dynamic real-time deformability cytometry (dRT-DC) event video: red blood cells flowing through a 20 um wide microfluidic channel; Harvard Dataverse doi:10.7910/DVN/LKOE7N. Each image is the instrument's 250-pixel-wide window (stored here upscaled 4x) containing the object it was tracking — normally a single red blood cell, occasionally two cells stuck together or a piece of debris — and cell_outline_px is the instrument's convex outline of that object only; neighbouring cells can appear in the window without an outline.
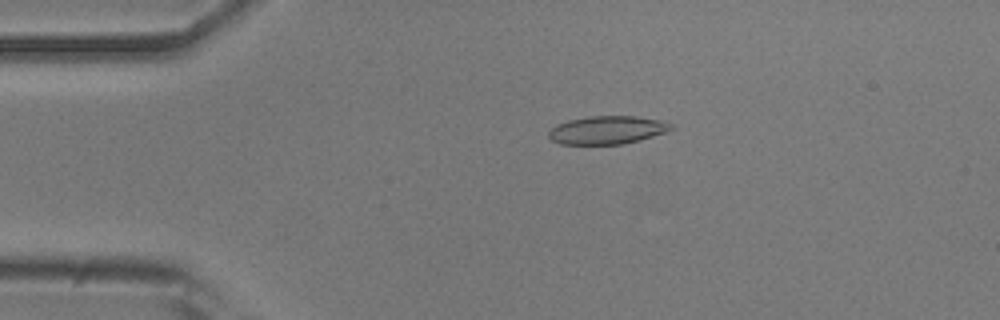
{"species": "common noctule bat (a hibernating species)", "species_latin": "Nyctalus noctula", "temperature_condition": "room temperature", "stored_images_in_passage": 54, "camera_frame_rate_fps": 3000, "um_per_image_px": 0.085, "animal": {"sex": "male", "body_mass_g": 20.5, "forearm_length_mm": 52.5}, "frame": {"image": 1, "passage_image": 11, "time_ms": 3.333, "image_size_px": [1000, 320], "cell_outline_px": [[672, 128], [664, 132], [640, 140], [624, 144], [560, 144], [552, 140], [548, 136], [548, 132], [556, 124], [568, 120], [588, 116], [636, 116], [660, 120], [672, 124]], "centroid_in_image_um": [51.57, 11.05], "position_along_channel_um": 33.4, "area_um2": 20.0}}
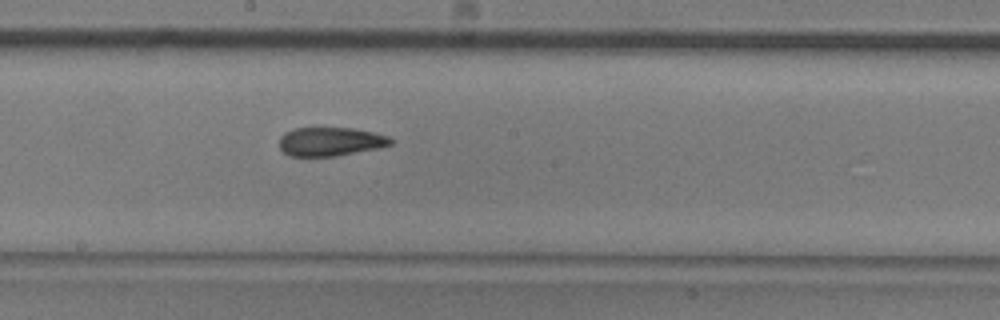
{"frame": {"image": 2, "passage_image": 29, "time_ms": 9.333, "image_size_px": [1000, 320], "cell_outline_px": [[392, 144], [376, 148], [336, 156], [288, 156], [280, 148], [280, 136], [284, 132], [296, 128], [356, 128], [388, 136], [392, 140]], "centroid_in_image_um": [28.05, 12.03], "position_along_channel_um": 220.1, "area_um2": 18.55}}
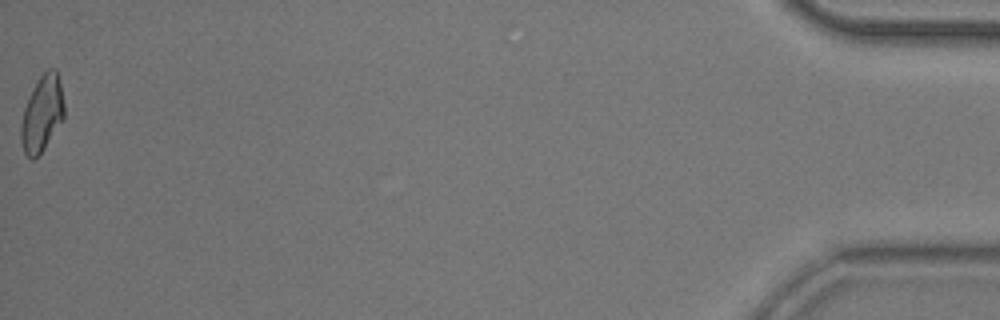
{"frame": {"image": 3, "passage_image": 54, "time_ms": 17.667, "image_size_px": [1000, 320], "cell_outline_px": [[64, 116], [44, 148], [32, 160], [24, 152], [20, 140], [20, 124], [24, 108], [40, 76], [48, 68], [56, 68], [60, 84], [64, 104]], "centroid_in_image_um": [3.56, 9.66], "position_along_channel_um": 431.6, "area_um2": 18.67}, "authors_computed_cell_mechanics": {"area_um2": 19.652, "velocity_mm_per_s": 3.7482, "shape_relaxation_time_tau1_ms": 7.2086, "shape_relaxation_time_tau2_ms": 2.3528, "deformation_change_tau1": 0.1768, "deformation_change_tau2": 0.0839}}